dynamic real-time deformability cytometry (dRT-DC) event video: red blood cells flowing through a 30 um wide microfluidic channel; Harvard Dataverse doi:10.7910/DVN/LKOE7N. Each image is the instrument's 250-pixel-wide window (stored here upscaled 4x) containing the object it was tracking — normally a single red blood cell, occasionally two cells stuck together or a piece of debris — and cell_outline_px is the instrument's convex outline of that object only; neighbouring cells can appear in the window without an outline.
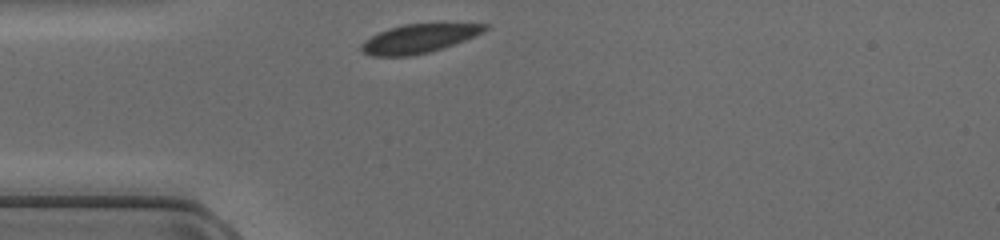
{"species": "common noctule bat (a hibernating species)", "species_latin": "Nyctalus noctula", "temperature_condition": "cold", "stored_images_in_passage": 26, "camera_frame_rate_fps": 3000, "um_per_image_px": 0.085, "animal": {"sex": "female", "body_mass_g": 17.0, "forearm_length_mm": 48.0}, "frame": {"image": 1, "passage_image": 1, "time_ms": 0.0, "image_size_px": [1000, 240], "cell_outline_px": [[488, 28], [484, 32], [444, 48], [412, 56], [372, 56], [364, 52], [360, 48], [360, 44], [364, 40], [388, 28], [404, 24], [488, 24]], "centroid_in_image_um": [35.58, 3.29], "position_along_channel_um": 49.4, "area_um2": 20.52}}
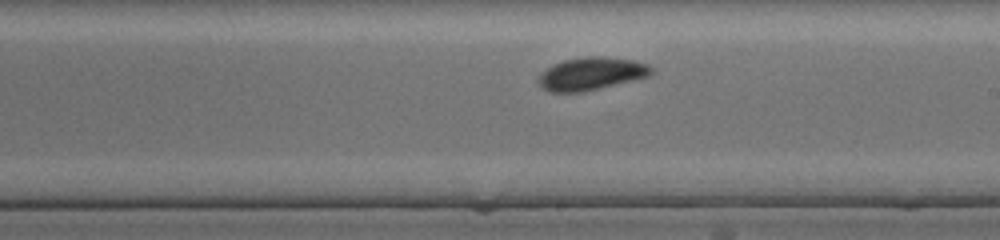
{"frame": {"image": 2, "passage_image": 15, "time_ms": 4.667, "image_size_px": [1000, 240], "cell_outline_px": [[652, 72], [648, 76], [632, 80], [580, 92], [552, 92], [544, 88], [536, 80], [552, 64], [564, 60], [584, 56], [600, 56], [632, 60], [648, 64], [652, 68]], "centroid_in_image_um": [50.25, 6.25], "position_along_channel_um": 238.8, "area_um2": 21.1}}
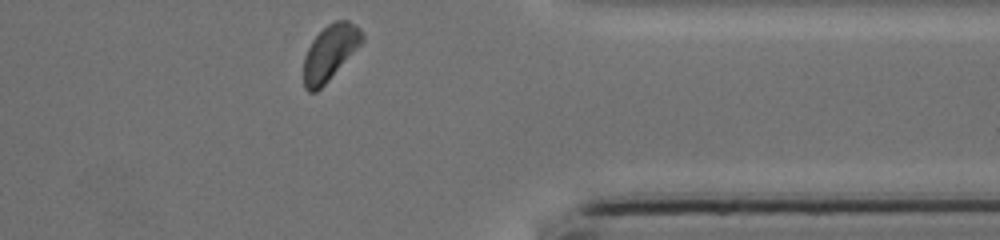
{"frame": {"image": 3, "passage_image": 26, "time_ms": 8.333, "image_size_px": [1000, 240], "cell_outline_px": [[364, 40], [328, 80], [316, 92], [308, 92], [304, 88], [304, 56], [312, 40], [328, 24], [336, 20], [348, 20], [360, 28], [364, 36]], "centroid_in_image_um": [28.04, 4.45], "position_along_channel_um": 383.4, "area_um2": 18.5}}